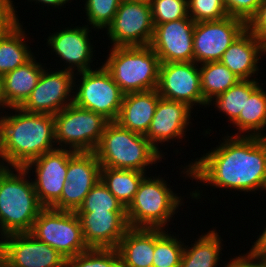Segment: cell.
Returning <instances> with one entry per match:
<instances>
[{"label":"cell","mask_w":266,"mask_h":267,"mask_svg":"<svg viewBox=\"0 0 266 267\" xmlns=\"http://www.w3.org/2000/svg\"><path fill=\"white\" fill-rule=\"evenodd\" d=\"M221 140L199 159L181 165L182 177L219 191L262 192L266 180V138L227 134Z\"/></svg>","instance_id":"1"},{"label":"cell","mask_w":266,"mask_h":267,"mask_svg":"<svg viewBox=\"0 0 266 267\" xmlns=\"http://www.w3.org/2000/svg\"><path fill=\"white\" fill-rule=\"evenodd\" d=\"M10 110L0 116V153L4 166L25 167L35 158L57 149L54 115L29 113L20 107Z\"/></svg>","instance_id":"2"},{"label":"cell","mask_w":266,"mask_h":267,"mask_svg":"<svg viewBox=\"0 0 266 267\" xmlns=\"http://www.w3.org/2000/svg\"><path fill=\"white\" fill-rule=\"evenodd\" d=\"M31 176L24 167L0 168V239L12 233L30 232L44 209Z\"/></svg>","instance_id":"3"},{"label":"cell","mask_w":266,"mask_h":267,"mask_svg":"<svg viewBox=\"0 0 266 267\" xmlns=\"http://www.w3.org/2000/svg\"><path fill=\"white\" fill-rule=\"evenodd\" d=\"M94 153L101 167L147 172L165 157L144 136L108 122ZM147 169V170H146Z\"/></svg>","instance_id":"4"},{"label":"cell","mask_w":266,"mask_h":267,"mask_svg":"<svg viewBox=\"0 0 266 267\" xmlns=\"http://www.w3.org/2000/svg\"><path fill=\"white\" fill-rule=\"evenodd\" d=\"M154 176L146 175L142 179L133 201L126 208L127 221L132 228L167 230L169 223L171 225L175 219L174 215L179 212V207L184 204L181 195L171 189L173 187L165 177Z\"/></svg>","instance_id":"5"},{"label":"cell","mask_w":266,"mask_h":267,"mask_svg":"<svg viewBox=\"0 0 266 267\" xmlns=\"http://www.w3.org/2000/svg\"><path fill=\"white\" fill-rule=\"evenodd\" d=\"M102 65L124 94L157 89L160 59L150 46H108Z\"/></svg>","instance_id":"6"},{"label":"cell","mask_w":266,"mask_h":267,"mask_svg":"<svg viewBox=\"0 0 266 267\" xmlns=\"http://www.w3.org/2000/svg\"><path fill=\"white\" fill-rule=\"evenodd\" d=\"M57 148L94 152L109 122L101 114L68 105L54 115Z\"/></svg>","instance_id":"7"},{"label":"cell","mask_w":266,"mask_h":267,"mask_svg":"<svg viewBox=\"0 0 266 267\" xmlns=\"http://www.w3.org/2000/svg\"><path fill=\"white\" fill-rule=\"evenodd\" d=\"M123 98L124 93L103 65L74 74L73 103L80 108L116 121Z\"/></svg>","instance_id":"8"},{"label":"cell","mask_w":266,"mask_h":267,"mask_svg":"<svg viewBox=\"0 0 266 267\" xmlns=\"http://www.w3.org/2000/svg\"><path fill=\"white\" fill-rule=\"evenodd\" d=\"M37 240L44 242L65 259L75 257L89 249L84 241L80 219L76 211L44 208L29 232Z\"/></svg>","instance_id":"9"},{"label":"cell","mask_w":266,"mask_h":267,"mask_svg":"<svg viewBox=\"0 0 266 267\" xmlns=\"http://www.w3.org/2000/svg\"><path fill=\"white\" fill-rule=\"evenodd\" d=\"M105 31L111 47L150 46L154 34L150 1L120 2Z\"/></svg>","instance_id":"10"},{"label":"cell","mask_w":266,"mask_h":267,"mask_svg":"<svg viewBox=\"0 0 266 267\" xmlns=\"http://www.w3.org/2000/svg\"><path fill=\"white\" fill-rule=\"evenodd\" d=\"M50 69L54 68L43 70L37 86L20 106L22 110L55 115L73 103L74 73L60 68Z\"/></svg>","instance_id":"11"},{"label":"cell","mask_w":266,"mask_h":267,"mask_svg":"<svg viewBox=\"0 0 266 267\" xmlns=\"http://www.w3.org/2000/svg\"><path fill=\"white\" fill-rule=\"evenodd\" d=\"M157 91L160 97L183 102L192 109L208 108L202 96L199 65L195 62L161 63Z\"/></svg>","instance_id":"12"},{"label":"cell","mask_w":266,"mask_h":267,"mask_svg":"<svg viewBox=\"0 0 266 267\" xmlns=\"http://www.w3.org/2000/svg\"><path fill=\"white\" fill-rule=\"evenodd\" d=\"M247 29V23L227 16L218 21L195 23L194 62L198 65L220 61L227 48Z\"/></svg>","instance_id":"13"},{"label":"cell","mask_w":266,"mask_h":267,"mask_svg":"<svg viewBox=\"0 0 266 267\" xmlns=\"http://www.w3.org/2000/svg\"><path fill=\"white\" fill-rule=\"evenodd\" d=\"M73 153L72 150L57 148L35 158L24 167L29 174L34 173V189L44 208H52L59 201L67 182L68 160Z\"/></svg>","instance_id":"14"},{"label":"cell","mask_w":266,"mask_h":267,"mask_svg":"<svg viewBox=\"0 0 266 267\" xmlns=\"http://www.w3.org/2000/svg\"><path fill=\"white\" fill-rule=\"evenodd\" d=\"M0 258L8 267H66L64 256L29 232L3 236Z\"/></svg>","instance_id":"15"},{"label":"cell","mask_w":266,"mask_h":267,"mask_svg":"<svg viewBox=\"0 0 266 267\" xmlns=\"http://www.w3.org/2000/svg\"><path fill=\"white\" fill-rule=\"evenodd\" d=\"M79 26L58 29V32L50 33L46 38V47L49 46L51 54L56 55L57 58L60 57V62H64L65 67L61 64V68L74 74L95 69L92 63L96 59V57L93 58L96 56L94 55L96 50H94L95 46L91 43L92 37L89 34L93 28L87 25Z\"/></svg>","instance_id":"16"},{"label":"cell","mask_w":266,"mask_h":267,"mask_svg":"<svg viewBox=\"0 0 266 267\" xmlns=\"http://www.w3.org/2000/svg\"><path fill=\"white\" fill-rule=\"evenodd\" d=\"M101 165L94 152H74L68 160L64 184L55 210L77 211L88 192L100 180Z\"/></svg>","instance_id":"17"},{"label":"cell","mask_w":266,"mask_h":267,"mask_svg":"<svg viewBox=\"0 0 266 267\" xmlns=\"http://www.w3.org/2000/svg\"><path fill=\"white\" fill-rule=\"evenodd\" d=\"M192 111L193 109L183 102L160 97L145 137L164 157L167 152H163L161 146L165 147L166 143L168 146V143L176 140L177 143H182L186 138V132H189L188 128L192 125Z\"/></svg>","instance_id":"18"},{"label":"cell","mask_w":266,"mask_h":267,"mask_svg":"<svg viewBox=\"0 0 266 267\" xmlns=\"http://www.w3.org/2000/svg\"><path fill=\"white\" fill-rule=\"evenodd\" d=\"M194 28L190 17L154 25L150 47L161 63L194 62Z\"/></svg>","instance_id":"19"},{"label":"cell","mask_w":266,"mask_h":267,"mask_svg":"<svg viewBox=\"0 0 266 267\" xmlns=\"http://www.w3.org/2000/svg\"><path fill=\"white\" fill-rule=\"evenodd\" d=\"M89 248H114L130 228L126 211L76 212Z\"/></svg>","instance_id":"20"},{"label":"cell","mask_w":266,"mask_h":267,"mask_svg":"<svg viewBox=\"0 0 266 267\" xmlns=\"http://www.w3.org/2000/svg\"><path fill=\"white\" fill-rule=\"evenodd\" d=\"M265 55L266 43L247 28L223 53L220 62L240 80H259L258 63Z\"/></svg>","instance_id":"21"},{"label":"cell","mask_w":266,"mask_h":267,"mask_svg":"<svg viewBox=\"0 0 266 267\" xmlns=\"http://www.w3.org/2000/svg\"><path fill=\"white\" fill-rule=\"evenodd\" d=\"M159 99L157 89L124 94L116 122L127 130L145 136Z\"/></svg>","instance_id":"22"},{"label":"cell","mask_w":266,"mask_h":267,"mask_svg":"<svg viewBox=\"0 0 266 267\" xmlns=\"http://www.w3.org/2000/svg\"><path fill=\"white\" fill-rule=\"evenodd\" d=\"M117 251L122 267H152L155 228L130 227L121 238Z\"/></svg>","instance_id":"23"},{"label":"cell","mask_w":266,"mask_h":267,"mask_svg":"<svg viewBox=\"0 0 266 267\" xmlns=\"http://www.w3.org/2000/svg\"><path fill=\"white\" fill-rule=\"evenodd\" d=\"M36 59L34 55L25 64L2 76L4 96L10 107H20L37 86L47 64Z\"/></svg>","instance_id":"24"},{"label":"cell","mask_w":266,"mask_h":267,"mask_svg":"<svg viewBox=\"0 0 266 267\" xmlns=\"http://www.w3.org/2000/svg\"><path fill=\"white\" fill-rule=\"evenodd\" d=\"M212 229L196 237L194 243L184 244L180 267H218L221 264L223 240L216 228Z\"/></svg>","instance_id":"25"},{"label":"cell","mask_w":266,"mask_h":267,"mask_svg":"<svg viewBox=\"0 0 266 267\" xmlns=\"http://www.w3.org/2000/svg\"><path fill=\"white\" fill-rule=\"evenodd\" d=\"M23 22L17 24L11 31L0 37V76L29 61L34 53L25 41L30 40L29 32L23 29ZM26 32V33H25Z\"/></svg>","instance_id":"26"},{"label":"cell","mask_w":266,"mask_h":267,"mask_svg":"<svg viewBox=\"0 0 266 267\" xmlns=\"http://www.w3.org/2000/svg\"><path fill=\"white\" fill-rule=\"evenodd\" d=\"M263 84L261 83L250 97H246L244 111H241L239 117L232 123L233 127L238 130L237 133H231L232 136L266 138L264 132L266 130V91Z\"/></svg>","instance_id":"27"},{"label":"cell","mask_w":266,"mask_h":267,"mask_svg":"<svg viewBox=\"0 0 266 267\" xmlns=\"http://www.w3.org/2000/svg\"><path fill=\"white\" fill-rule=\"evenodd\" d=\"M147 174L148 172L137 170L101 167L100 180L124 207L127 208L133 201L139 184Z\"/></svg>","instance_id":"28"},{"label":"cell","mask_w":266,"mask_h":267,"mask_svg":"<svg viewBox=\"0 0 266 267\" xmlns=\"http://www.w3.org/2000/svg\"><path fill=\"white\" fill-rule=\"evenodd\" d=\"M260 82L261 80H240L210 101L208 108L210 105H215V111L217 110L219 113L222 112L221 114L226 115L224 117L228 118V122L232 124L239 117L241 111H244L246 97H250L260 86Z\"/></svg>","instance_id":"29"},{"label":"cell","mask_w":266,"mask_h":267,"mask_svg":"<svg viewBox=\"0 0 266 267\" xmlns=\"http://www.w3.org/2000/svg\"><path fill=\"white\" fill-rule=\"evenodd\" d=\"M201 91L204 100L209 104L216 96L227 91L240 79L220 61L199 65Z\"/></svg>","instance_id":"30"},{"label":"cell","mask_w":266,"mask_h":267,"mask_svg":"<svg viewBox=\"0 0 266 267\" xmlns=\"http://www.w3.org/2000/svg\"><path fill=\"white\" fill-rule=\"evenodd\" d=\"M171 233L168 229L155 228L152 267H180L185 244L184 239L182 241L175 232Z\"/></svg>","instance_id":"31"},{"label":"cell","mask_w":266,"mask_h":267,"mask_svg":"<svg viewBox=\"0 0 266 267\" xmlns=\"http://www.w3.org/2000/svg\"><path fill=\"white\" fill-rule=\"evenodd\" d=\"M66 267H122V263L117 249L89 248L66 259Z\"/></svg>","instance_id":"32"},{"label":"cell","mask_w":266,"mask_h":267,"mask_svg":"<svg viewBox=\"0 0 266 267\" xmlns=\"http://www.w3.org/2000/svg\"><path fill=\"white\" fill-rule=\"evenodd\" d=\"M87 26L99 32L112 22L118 10L119 0H84Z\"/></svg>","instance_id":"33"},{"label":"cell","mask_w":266,"mask_h":267,"mask_svg":"<svg viewBox=\"0 0 266 267\" xmlns=\"http://www.w3.org/2000/svg\"><path fill=\"white\" fill-rule=\"evenodd\" d=\"M126 211L124 205L99 180L88 192L83 204L76 212Z\"/></svg>","instance_id":"34"},{"label":"cell","mask_w":266,"mask_h":267,"mask_svg":"<svg viewBox=\"0 0 266 267\" xmlns=\"http://www.w3.org/2000/svg\"><path fill=\"white\" fill-rule=\"evenodd\" d=\"M153 25L189 18L187 0H149Z\"/></svg>","instance_id":"35"},{"label":"cell","mask_w":266,"mask_h":267,"mask_svg":"<svg viewBox=\"0 0 266 267\" xmlns=\"http://www.w3.org/2000/svg\"><path fill=\"white\" fill-rule=\"evenodd\" d=\"M188 16L195 22L218 21L228 15L223 0H187Z\"/></svg>","instance_id":"36"},{"label":"cell","mask_w":266,"mask_h":267,"mask_svg":"<svg viewBox=\"0 0 266 267\" xmlns=\"http://www.w3.org/2000/svg\"><path fill=\"white\" fill-rule=\"evenodd\" d=\"M229 16L239 18L247 24L256 15L263 0H223Z\"/></svg>","instance_id":"37"},{"label":"cell","mask_w":266,"mask_h":267,"mask_svg":"<svg viewBox=\"0 0 266 267\" xmlns=\"http://www.w3.org/2000/svg\"><path fill=\"white\" fill-rule=\"evenodd\" d=\"M13 2L12 0H0V37L21 23L17 6Z\"/></svg>","instance_id":"38"},{"label":"cell","mask_w":266,"mask_h":267,"mask_svg":"<svg viewBox=\"0 0 266 267\" xmlns=\"http://www.w3.org/2000/svg\"><path fill=\"white\" fill-rule=\"evenodd\" d=\"M247 28L266 43V0L261 2L256 15L247 24Z\"/></svg>","instance_id":"39"},{"label":"cell","mask_w":266,"mask_h":267,"mask_svg":"<svg viewBox=\"0 0 266 267\" xmlns=\"http://www.w3.org/2000/svg\"><path fill=\"white\" fill-rule=\"evenodd\" d=\"M225 263L224 267H266V259L249 254H238Z\"/></svg>","instance_id":"40"},{"label":"cell","mask_w":266,"mask_h":267,"mask_svg":"<svg viewBox=\"0 0 266 267\" xmlns=\"http://www.w3.org/2000/svg\"><path fill=\"white\" fill-rule=\"evenodd\" d=\"M264 230L257 237L255 242H252L253 245L250 246L248 252L251 255L256 257L266 259V225H264Z\"/></svg>","instance_id":"41"},{"label":"cell","mask_w":266,"mask_h":267,"mask_svg":"<svg viewBox=\"0 0 266 267\" xmlns=\"http://www.w3.org/2000/svg\"><path fill=\"white\" fill-rule=\"evenodd\" d=\"M28 2H31V4L34 2V4H38L39 6L40 4H42L43 6H41L44 9V6H47V8L49 9V7L51 6L52 9L53 8H58L60 9L61 7H63L66 4L71 3V0H27ZM70 1V2H69ZM60 7V8H59Z\"/></svg>","instance_id":"42"},{"label":"cell","mask_w":266,"mask_h":267,"mask_svg":"<svg viewBox=\"0 0 266 267\" xmlns=\"http://www.w3.org/2000/svg\"><path fill=\"white\" fill-rule=\"evenodd\" d=\"M10 106L8 105L5 96H4V92H3V82H2V77L0 76V116L5 113V110H9L10 111ZM2 111V112H1Z\"/></svg>","instance_id":"43"},{"label":"cell","mask_w":266,"mask_h":267,"mask_svg":"<svg viewBox=\"0 0 266 267\" xmlns=\"http://www.w3.org/2000/svg\"><path fill=\"white\" fill-rule=\"evenodd\" d=\"M0 267H8V265L0 258Z\"/></svg>","instance_id":"44"},{"label":"cell","mask_w":266,"mask_h":267,"mask_svg":"<svg viewBox=\"0 0 266 267\" xmlns=\"http://www.w3.org/2000/svg\"><path fill=\"white\" fill-rule=\"evenodd\" d=\"M4 167L3 160L1 158V153H0V168Z\"/></svg>","instance_id":"45"},{"label":"cell","mask_w":266,"mask_h":267,"mask_svg":"<svg viewBox=\"0 0 266 267\" xmlns=\"http://www.w3.org/2000/svg\"><path fill=\"white\" fill-rule=\"evenodd\" d=\"M120 2L137 1V0H119Z\"/></svg>","instance_id":"46"},{"label":"cell","mask_w":266,"mask_h":267,"mask_svg":"<svg viewBox=\"0 0 266 267\" xmlns=\"http://www.w3.org/2000/svg\"><path fill=\"white\" fill-rule=\"evenodd\" d=\"M263 190H264V191H266V180H265V183H264V186H263L262 192H263Z\"/></svg>","instance_id":"47"}]
</instances>
